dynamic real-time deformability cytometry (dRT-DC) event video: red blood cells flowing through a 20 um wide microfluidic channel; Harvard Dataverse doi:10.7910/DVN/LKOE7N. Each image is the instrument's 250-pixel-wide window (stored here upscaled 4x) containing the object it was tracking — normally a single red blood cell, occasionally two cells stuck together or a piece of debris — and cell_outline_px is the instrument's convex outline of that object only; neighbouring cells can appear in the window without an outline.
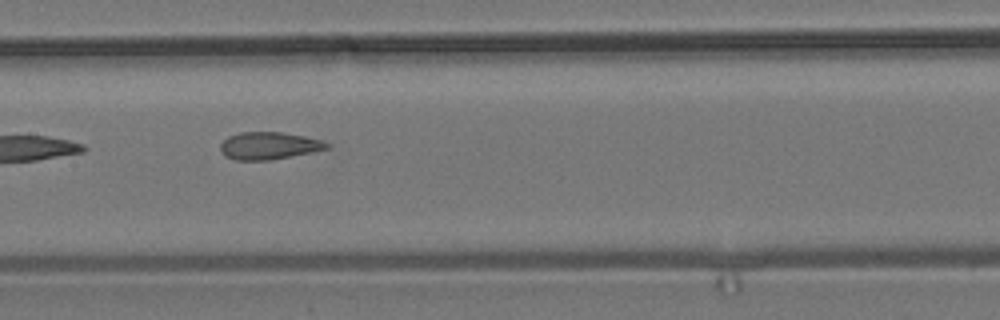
{"species": "common noctule bat (a hibernating species)", "species_latin": "Nyctalus noctula", "temperature_condition": "room temperature", "stored_images_in_passage": 11, "camera_frame_rate_fps": 3000, "um_per_image_px": 0.085, "animal": {"sex": "male", "body_mass_g": 19.2, "forearm_length_mm": 51.8}, "frame": {"image": 1, "passage_image": 4, "time_ms": 1.0, "image_size_px": [1000, 320], "cell_outline_px": [[328, 148], [312, 152], [268, 160], [236, 160], [224, 156], [220, 152], [220, 144], [228, 136], [240, 132], [280, 132], [304, 136], [320, 140], [328, 144]], "centroid_in_image_um": [22.79, 12.38], "position_along_channel_um": 184.6, "area_um2": 16.82}}
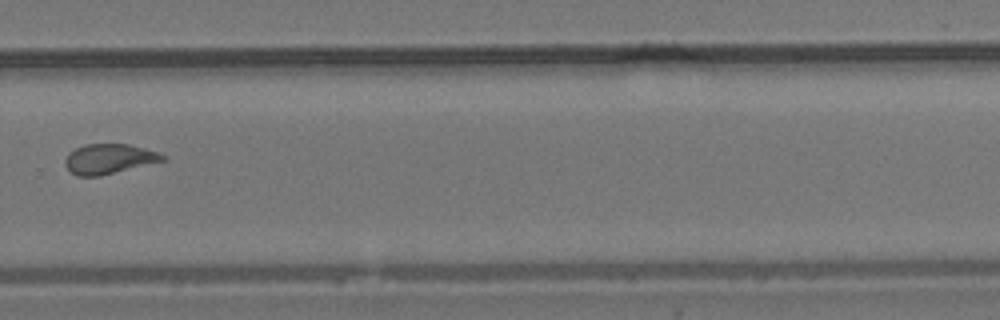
{"frame": {"image": 2, "passage_image": 7, "time_ms": 2.0, "image_size_px": [1000, 320], "cell_outline_px": [[168, 156], [164, 160], [100, 176], [76, 176], [64, 164], [64, 160], [68, 152], [84, 144], [128, 144], [144, 148]], "centroid_in_image_um": [9.23, 13.5], "position_along_channel_um": 320.6, "area_um2": 16.88}}
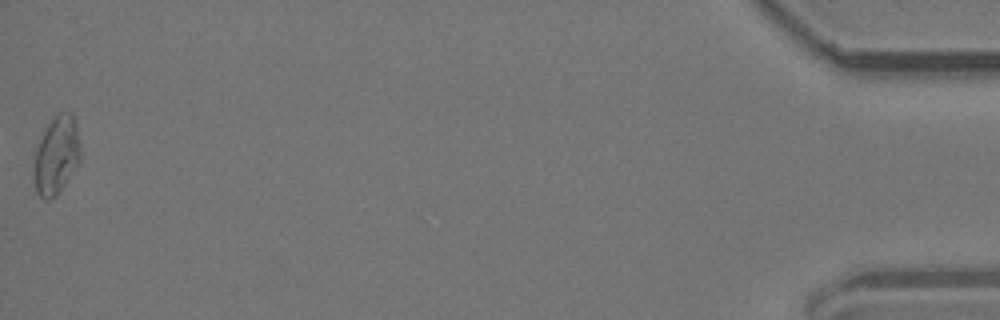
{"frame": {"image": 3, "passage_image": 11, "time_ms": 3.333, "image_size_px": [1000, 320], "cell_outline_px": [[80, 160], [60, 188], [48, 200], [44, 200], [36, 192], [36, 148], [44, 128], [52, 116], [56, 112], [72, 112], [80, 144]], "centroid_in_image_um": [4.81, 13.09], "position_along_channel_um": 430.4, "area_um2": 20.4}}